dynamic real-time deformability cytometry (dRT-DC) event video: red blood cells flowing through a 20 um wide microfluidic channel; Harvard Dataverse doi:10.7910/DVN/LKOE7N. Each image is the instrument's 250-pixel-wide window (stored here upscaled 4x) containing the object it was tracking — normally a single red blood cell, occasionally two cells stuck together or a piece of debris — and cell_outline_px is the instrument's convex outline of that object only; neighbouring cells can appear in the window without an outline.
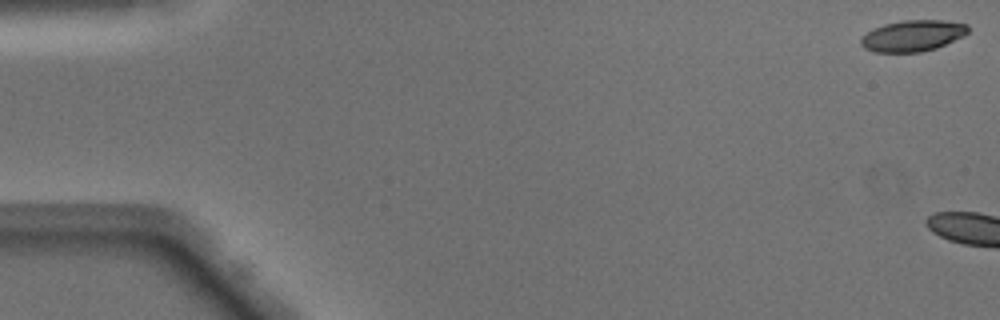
{"species": "Egyptian fruit bat (a non-hibernating species)", "species_latin": "Rousettus aegyptiacus", "temperature_condition": "warm", "stored_images_in_passage": 4, "camera_frame_rate_fps": 3000, "um_per_image_px": 0.085, "animal": {"sex": "male"}, "frame": {"image": 1, "passage_image": 1, "time_ms": 0.0, "image_size_px": [1000, 320], "cell_outline_px": [[968, 32], [964, 36], [936, 48], [920, 52], [872, 52], [864, 48], [860, 44], [860, 36], [872, 28], [884, 24], [904, 20], [944, 20], [968, 24]], "centroid_in_image_um": [77.54, 3.04], "position_along_channel_um": 7.5, "area_um2": 19.71}}